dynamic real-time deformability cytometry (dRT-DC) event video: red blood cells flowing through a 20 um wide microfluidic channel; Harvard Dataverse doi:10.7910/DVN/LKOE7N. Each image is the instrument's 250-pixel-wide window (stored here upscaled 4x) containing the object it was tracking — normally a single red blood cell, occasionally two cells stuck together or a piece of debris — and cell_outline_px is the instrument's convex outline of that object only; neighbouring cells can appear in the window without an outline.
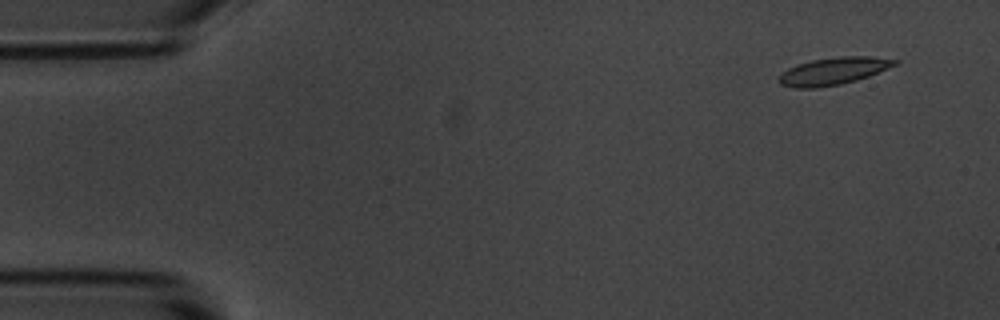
{"species": "common noctule bat (a hibernating species)", "species_latin": "Nyctalus noctula", "temperature_condition": "room temperature", "stored_images_in_passage": 4, "camera_frame_rate_fps": 3000, "um_per_image_px": 0.085, "animal": {"sex": "male", "body_mass_g": 20.1, "forearm_length_mm": 53.5}, "frame": {"image": 1, "passage_image": 1, "time_ms": 0.0, "image_size_px": [1000, 320], "cell_outline_px": [[900, 60], [896, 64], [868, 76], [856, 80], [840, 84], [816, 88], [792, 88], [780, 84], [776, 80], [780, 72], [796, 64], [812, 60], [840, 56], [868, 56]], "centroid_in_image_um": [70.75, 6.05], "position_along_channel_um": 14.3, "area_um2": 18.5}}
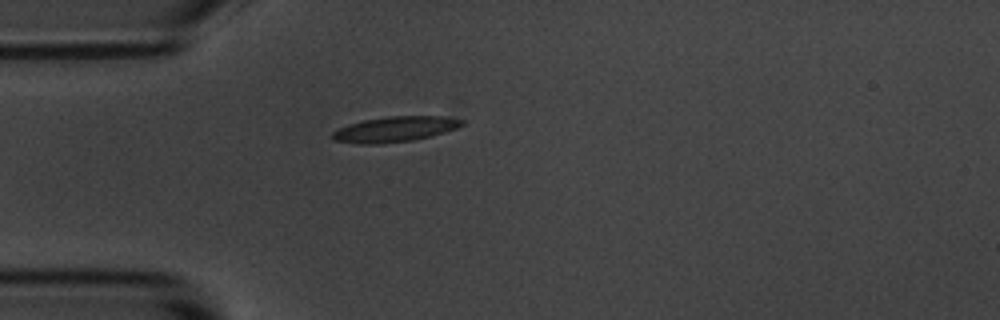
{"frame": {"image": 2, "passage_image": 4, "time_ms": 3.667, "image_size_px": [1000, 320], "cell_outline_px": [[464, 124], [456, 128], [444, 132], [412, 140], [376, 144], [356, 144], [336, 140], [332, 136], [332, 132], [348, 124], [364, 120], [388, 116], [440, 116], [464, 120]], "centroid_in_image_um": [33.55, 10.98], "position_along_channel_um": 51.5, "area_um2": 18.84}}